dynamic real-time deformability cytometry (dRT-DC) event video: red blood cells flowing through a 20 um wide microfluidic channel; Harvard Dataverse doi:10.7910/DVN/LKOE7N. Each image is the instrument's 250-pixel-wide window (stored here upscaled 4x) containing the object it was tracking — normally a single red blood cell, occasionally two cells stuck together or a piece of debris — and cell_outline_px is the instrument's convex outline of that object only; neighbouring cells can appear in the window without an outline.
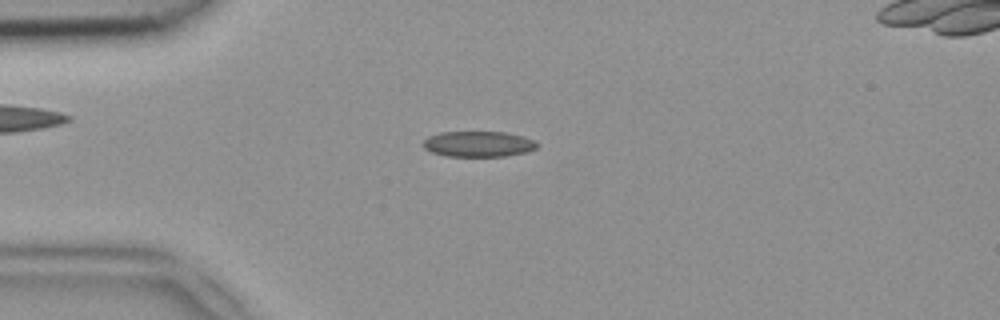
{"species": "common noctule bat (a hibernating species)", "species_latin": "Nyctalus noctula", "temperature_condition": "room temperature", "stored_images_in_passage": 50, "segment_of_instrument_passage": [1, 2], "camera_frame_rate_fps": 3000, "um_per_image_px": 0.085, "animal": {"sex": "female", "body_mass_g": 18.4}, "frame": {"image": 1, "passage_image": 12, "time_ms": 3.667, "image_size_px": [1000, 320], "cell_outline_px": [[540, 144], [536, 148], [528, 152], [504, 156], [444, 156], [432, 152], [424, 148], [420, 144], [428, 136], [440, 132], [508, 132], [524, 136], [536, 140]], "centroid_in_image_um": [40.68, 12.23], "position_along_channel_um": 44.3, "area_um2": 17.34}}
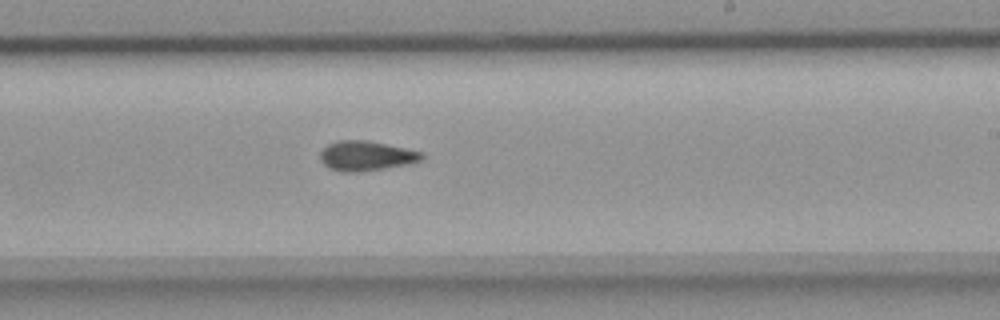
{"frame": {"image": 2, "passage_image": 29, "time_ms": 9.333, "image_size_px": [1000, 320], "cell_outline_px": [[424, 156], [420, 160], [408, 164], [384, 168], [356, 172], [344, 172], [328, 168], [320, 160], [320, 152], [328, 144], [340, 140], [368, 140], [424, 152]], "centroid_in_image_um": [31.11, 13.24], "position_along_channel_um": 257.9, "area_um2": 17.57}}
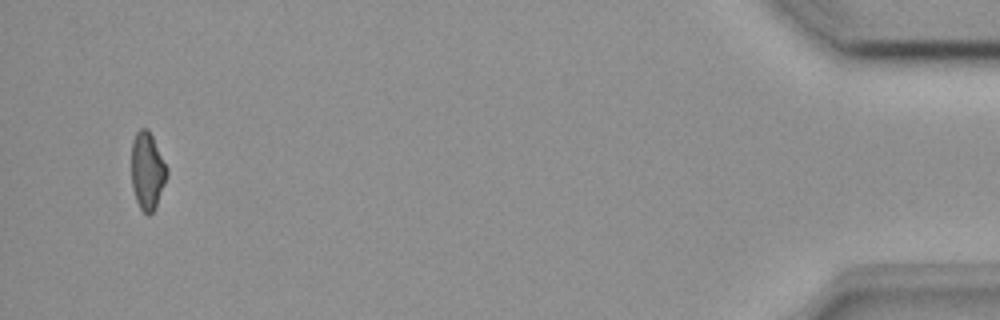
{"frame": {"image": 3, "passage_image": 47, "time_ms": 15.333, "image_size_px": [1000, 320], "cell_outline_px": [[168, 176], [156, 208], [148, 216], [140, 208], [136, 200], [132, 188], [132, 140], [136, 132], [140, 128], [148, 128], [168, 168]], "centroid_in_image_um": [12.54, 14.54], "position_along_channel_um": 422.7, "area_um2": 16.18}}